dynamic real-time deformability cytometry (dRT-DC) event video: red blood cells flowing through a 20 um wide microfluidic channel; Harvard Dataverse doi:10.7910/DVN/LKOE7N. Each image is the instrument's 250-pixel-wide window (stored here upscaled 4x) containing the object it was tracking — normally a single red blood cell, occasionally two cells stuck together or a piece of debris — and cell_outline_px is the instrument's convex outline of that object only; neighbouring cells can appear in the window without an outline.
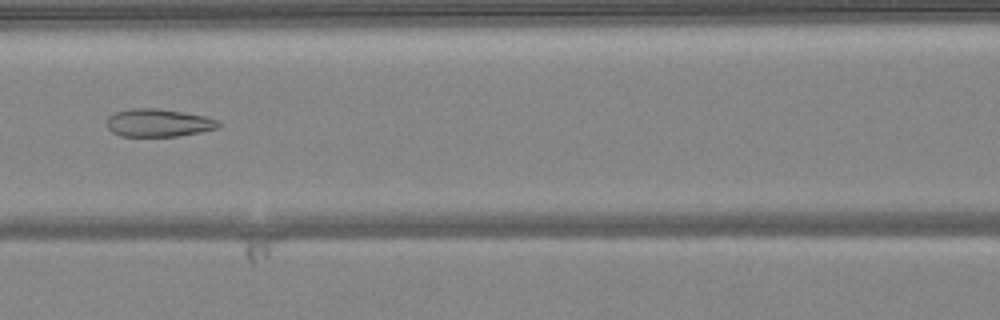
{"species": "common noctule bat (a hibernating species)", "species_latin": "Nyctalus noctula", "temperature_condition": "warm", "stored_images_in_passage": 50, "camera_frame_rate_fps": 3000, "um_per_image_px": 0.085, "animal": {"sex": "female", "body_mass_g": 24.6, "forearm_length_mm": 56.2}, "frame": {"image": 1, "passage_image": 22, "time_ms": 7.0, "image_size_px": [1000, 320], "cell_outline_px": [[220, 124], [216, 128], [200, 132], [176, 136], [120, 136], [112, 132], [108, 128], [108, 116], [116, 112], [132, 108], [156, 108], [204, 116], [220, 120]], "centroid_in_image_um": [13.45, 10.44], "position_along_channel_um": 153.1, "area_um2": 17.92}}
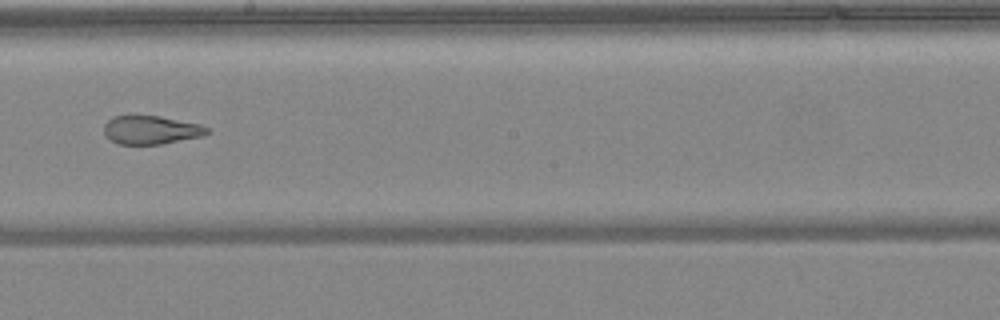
{"frame": {"image": 2, "passage_image": 28, "time_ms": 9.0, "image_size_px": [1000, 320], "cell_outline_px": [[212, 132], [204, 136], [160, 144], [120, 144], [112, 140], [104, 132], [104, 124], [112, 116], [160, 116], [200, 124], [208, 128]], "centroid_in_image_um": [12.88, 11.04], "position_along_channel_um": 235.3, "area_um2": 17.05}}
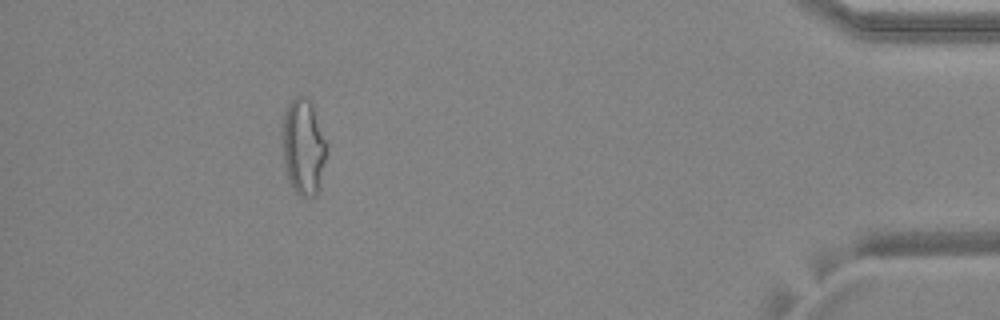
{"frame": {"image": 3, "passage_image": 45, "time_ms": 14.667, "image_size_px": [1000, 320], "cell_outline_px": [[328, 148], [316, 196], [300, 196], [296, 192], [288, 180], [284, 160], [280, 128], [284, 112], [288, 104], [296, 96], [308, 96], [312, 104]], "centroid_in_image_um": [25.75, 12.44], "position_along_channel_um": 409.4, "area_um2": 24.85}, "authors_computed_cell_mechanics": {"area_um2": 23.1778, "velocity_mm_per_s": 4.119, "shape_relaxation_time_tau1_ms": null, "shape_relaxation_time_tau2_ms": 1.5947, "deformation_change_tau1": null, "deformation_change_tau2": 0.0953}}